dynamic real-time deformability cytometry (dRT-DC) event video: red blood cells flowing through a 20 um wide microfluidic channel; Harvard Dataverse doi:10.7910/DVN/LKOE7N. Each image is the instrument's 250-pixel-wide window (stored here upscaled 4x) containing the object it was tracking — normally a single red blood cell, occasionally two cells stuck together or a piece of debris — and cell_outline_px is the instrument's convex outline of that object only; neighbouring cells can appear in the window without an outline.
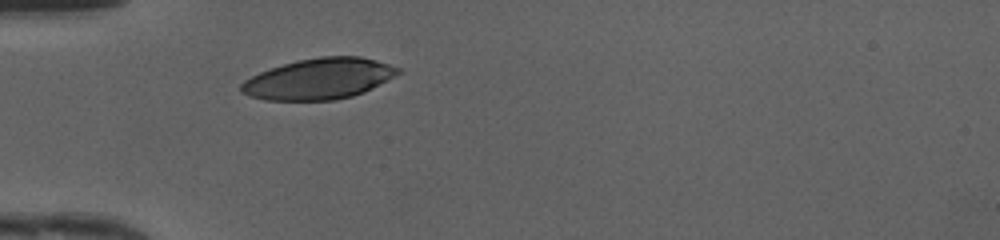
{"species": "human", "species_latin": "Homo sapiens", "temperature_condition": "cold", "stored_images_in_passage": 27, "camera_frame_rate_fps": 3000, "um_per_image_px": 0.085, "donor": {"sex": "female"}, "frame": {"image": 1, "passage_image": 1, "time_ms": 0.0, "image_size_px": [1000, 240], "cell_outline_px": [[404, 72], [364, 92], [352, 96], [336, 100], [264, 100], [248, 96], [240, 92], [240, 84], [244, 80], [260, 72], [284, 64], [300, 60], [320, 56], [360, 56], [376, 60], [400, 68]], "centroid_in_image_um": [27.13, 6.7], "position_along_channel_um": 57.9, "area_um2": 37.45}}
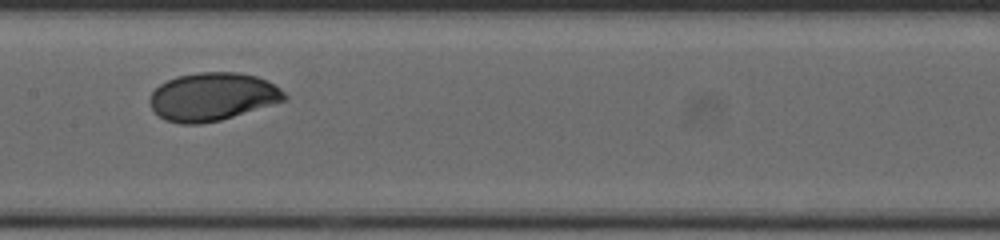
{"frame": {"image": 2, "passage_image": 11, "time_ms": 3.333, "image_size_px": [1000, 240], "cell_outline_px": [[288, 96], [284, 100], [220, 120], [200, 124], [180, 124], [164, 120], [152, 108], [148, 100], [148, 96], [160, 84], [176, 76], [196, 72], [236, 72], [256, 76], [280, 88]], "centroid_in_image_um": [18.0, 8.21], "position_along_channel_um": 189.4, "area_um2": 37.45}}
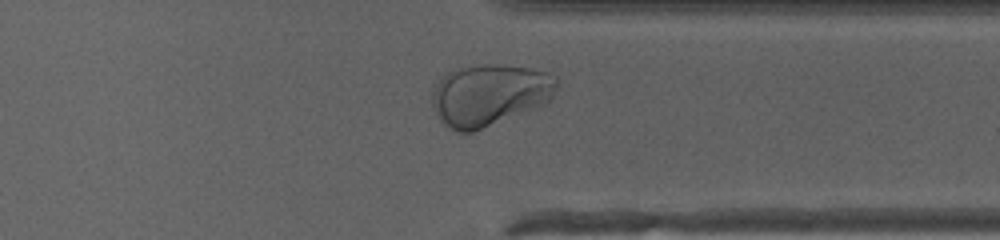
{"frame": {"image": 3, "passage_image": 24, "time_ms": 7.667, "image_size_px": [1000, 240], "cell_outline_px": [[556, 88], [552, 96], [544, 104], [472, 132], [456, 132], [444, 124], [436, 116], [432, 104], [432, 92], [436, 84], [448, 72], [456, 68], [480, 64], [496, 64], [528, 68], [548, 72], [556, 76]], "centroid_in_image_um": [41.57, 8.05], "position_along_channel_um": 369.8, "area_um2": 44.45}, "authors_computed_cell_mechanics": {"area_um2": 37.57, "velocity_mm_per_s": 4.1713, "shape_relaxation_time_tau1_ms": 2.0507, "shape_relaxation_time_tau2_ms": null, "deformation_change_tau1": 0.1312, "deformation_change_tau2": null}}